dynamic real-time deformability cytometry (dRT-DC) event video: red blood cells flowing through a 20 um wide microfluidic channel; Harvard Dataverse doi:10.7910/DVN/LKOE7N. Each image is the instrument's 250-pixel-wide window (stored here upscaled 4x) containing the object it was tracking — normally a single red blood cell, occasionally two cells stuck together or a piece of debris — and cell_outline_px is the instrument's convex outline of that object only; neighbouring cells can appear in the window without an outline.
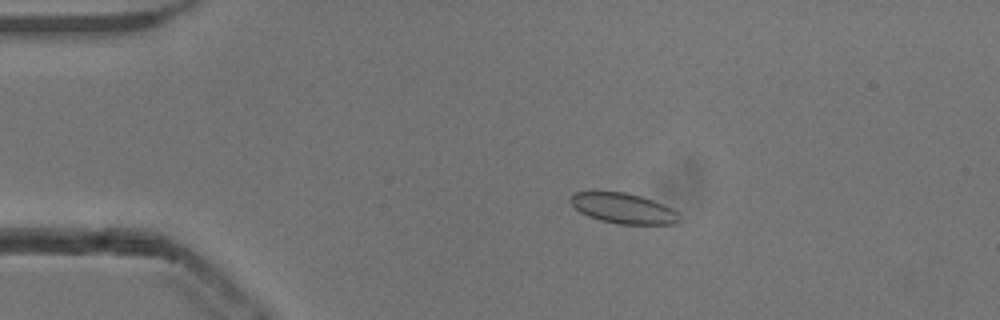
{"species": "common noctule bat (a hibernating species)", "species_latin": "Nyctalus noctula", "temperature_condition": "cold", "stored_images_in_passage": 53, "camera_frame_rate_fps": 3000, "um_per_image_px": 0.085, "animal": {"sex": "male", "body_mass_g": 13.3}, "frame": {"image": 1, "passage_image": 10, "time_ms": 3.0, "image_size_px": [1000, 320], "cell_outline_px": [[680, 220], [676, 224], [616, 224], [600, 220], [588, 216], [580, 212], [568, 200], [576, 192], [624, 192], [640, 196], [664, 204], [672, 208], [680, 216]], "centroid_in_image_um": [53.0, 17.72], "position_along_channel_um": 32.0, "area_um2": 19.13}}
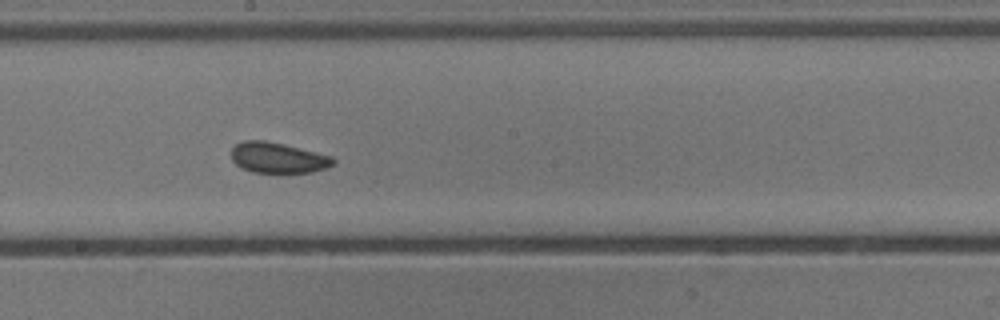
{"frame": {"image": 2, "passage_image": 29, "time_ms": 9.333, "image_size_px": [1000, 320], "cell_outline_px": [[336, 164], [328, 168], [312, 172], [252, 172], [240, 168], [232, 160], [232, 148], [236, 144], [244, 140], [264, 140], [284, 144], [332, 156], [336, 160]], "centroid_in_image_um": [23.65, 13.41], "position_along_channel_um": 224.6, "area_um2": 18.26}}
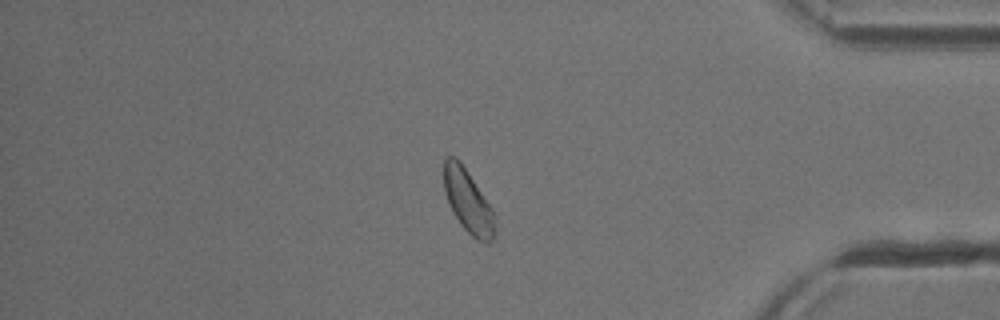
{"frame": {"image": 3, "passage_image": 45, "time_ms": 14.667, "image_size_px": [1000, 320], "cell_outline_px": [[496, 236], [488, 244], [476, 240], [460, 224], [452, 212], [444, 192], [444, 160], [448, 156], [456, 156], [460, 160], [496, 212]], "centroid_in_image_um": [39.83, 17.14], "position_along_channel_um": 395.4, "area_um2": 19.42}, "authors_computed_cell_mechanics": {"area_um2": 18.8428, "velocity_mm_per_s": 3.8064, "shape_relaxation_time_tau1_ms": null, "shape_relaxation_time_tau2_ms": 2.0763, "deformation_change_tau1": null, "deformation_change_tau2": 0.0412}}